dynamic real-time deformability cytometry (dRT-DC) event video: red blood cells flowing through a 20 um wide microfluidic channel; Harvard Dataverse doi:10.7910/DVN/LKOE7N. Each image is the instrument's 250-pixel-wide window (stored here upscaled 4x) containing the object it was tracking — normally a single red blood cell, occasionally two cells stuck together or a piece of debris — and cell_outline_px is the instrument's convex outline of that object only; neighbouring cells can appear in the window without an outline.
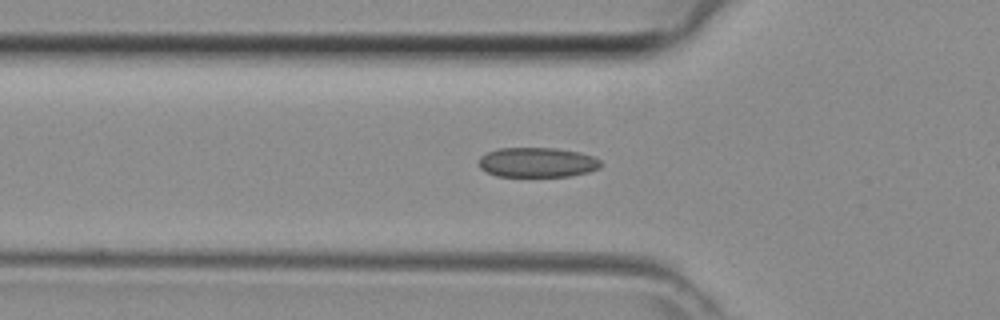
{"species": "common noctule bat (a hibernating species)", "species_latin": "Nyctalus noctula", "temperature_condition": "room temperature", "stored_images_in_passage": 38, "camera_frame_rate_fps": 3000, "um_per_image_px": 0.085, "animal": {"sex": "female", "body_mass_g": 29.2, "forearm_length_mm": 56.3}, "frame": {"image": 1, "passage_image": 15, "time_ms": 4.667, "image_size_px": [1000, 320], "cell_outline_px": [[600, 168], [588, 172], [568, 176], [496, 176], [480, 168], [480, 156], [488, 152], [500, 148], [556, 148], [580, 152], [592, 156], [600, 160]], "centroid_in_image_um": [45.68, 13.8], "position_along_channel_um": 80.1, "area_um2": 21.04}}
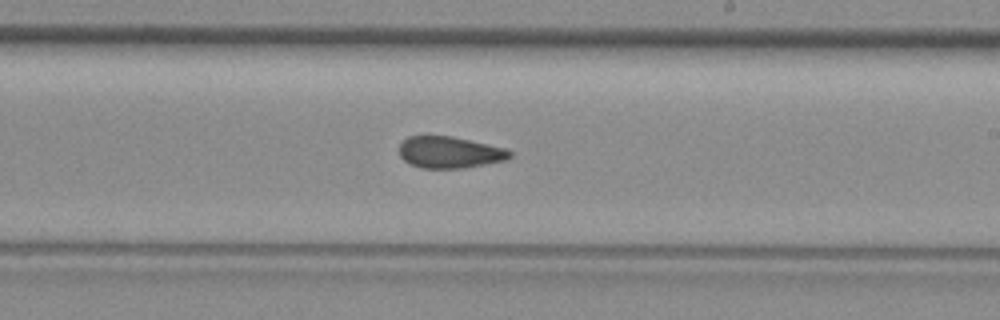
{"frame": {"image": 2, "passage_image": 26, "time_ms": 8.333, "image_size_px": [1000, 320], "cell_outline_px": [[512, 156], [504, 160], [464, 168], [424, 168], [408, 164], [400, 156], [400, 144], [408, 136], [452, 136], [504, 148], [512, 152]], "centroid_in_image_um": [38.19, 12.95], "position_along_channel_um": 250.8, "area_um2": 20.17}}
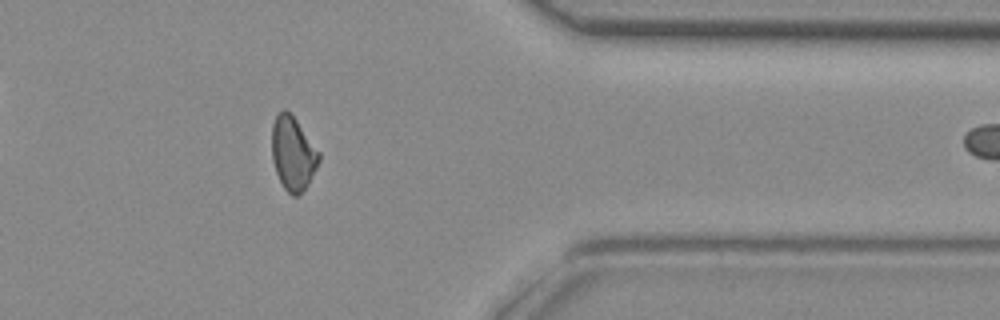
{"frame": {"image": 3, "passage_image": 36, "time_ms": 11.667, "image_size_px": [1000, 320], "cell_outline_px": [[320, 160], [308, 184], [300, 196], [292, 196], [284, 188], [276, 172], [272, 160], [272, 124], [276, 116], [284, 108], [296, 120], [320, 152]], "centroid_in_image_um": [24.9, 13.07], "position_along_channel_um": 386.5, "area_um2": 20.11}}